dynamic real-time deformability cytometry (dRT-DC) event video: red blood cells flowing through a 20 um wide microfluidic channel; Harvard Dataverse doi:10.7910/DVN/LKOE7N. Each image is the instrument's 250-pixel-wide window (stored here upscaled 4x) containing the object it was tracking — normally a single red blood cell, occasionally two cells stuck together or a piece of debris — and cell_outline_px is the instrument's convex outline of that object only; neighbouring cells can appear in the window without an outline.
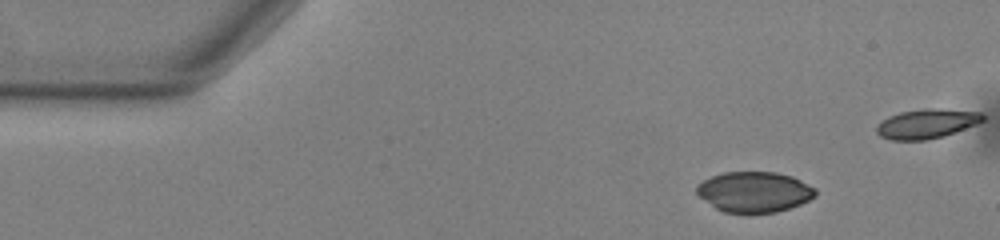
{"species": "common noctule bat (a hibernating species)", "species_latin": "Nyctalus noctula", "temperature_condition": "warm", "stored_images_in_passage": 39, "camera_frame_rate_fps": 3000, "um_per_image_px": 0.085, "animal": {"sex": "male", "body_mass_g": 13.0, "forearm_length_mm": 53.1}, "frame": {"image": 1, "passage_image": 1, "time_ms": 0.0, "image_size_px": [1000, 240], "cell_outline_px": [[816, 196], [800, 204], [776, 212], [748, 216], [724, 212], [716, 208], [700, 196], [696, 192], [696, 184], [712, 176], [724, 172], [776, 172], [792, 176], [816, 188]], "centroid_in_image_um": [64.11, 16.34], "position_along_channel_um": 20.9, "area_um2": 28.5}}
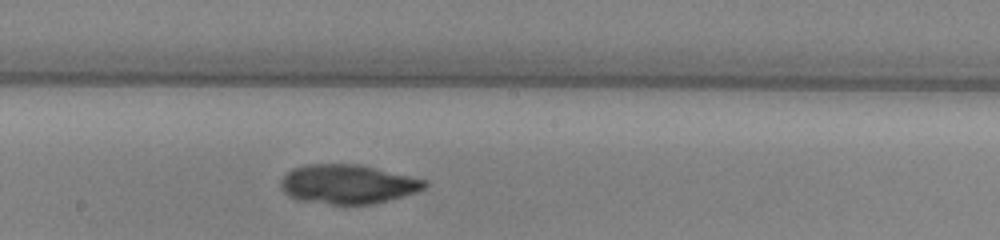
{"frame": {"image": 2, "passage_image": 23, "time_ms": 7.333, "image_size_px": [1000, 240], "cell_outline_px": [[428, 184], [424, 188], [416, 192], [404, 196], [372, 204], [332, 204], [300, 200], [284, 192], [280, 188], [280, 180], [292, 168], [304, 164], [360, 164], [428, 180]], "centroid_in_image_um": [29.57, 15.64], "position_along_channel_um": 218.6, "area_um2": 32.89}}
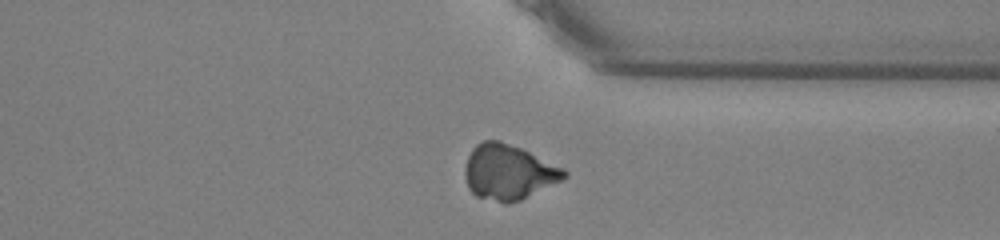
{"frame": {"image": 3, "passage_image": 35, "time_ms": 11.333, "image_size_px": [1000, 240], "cell_outline_px": [[568, 176], [520, 200], [508, 204], [504, 204], [476, 196], [468, 188], [464, 176], [464, 164], [472, 148], [476, 144], [484, 140], [500, 140], [520, 148], [564, 168], [568, 172]], "centroid_in_image_um": [43.17, 14.63], "position_along_channel_um": 368.2, "area_um2": 31.85}}